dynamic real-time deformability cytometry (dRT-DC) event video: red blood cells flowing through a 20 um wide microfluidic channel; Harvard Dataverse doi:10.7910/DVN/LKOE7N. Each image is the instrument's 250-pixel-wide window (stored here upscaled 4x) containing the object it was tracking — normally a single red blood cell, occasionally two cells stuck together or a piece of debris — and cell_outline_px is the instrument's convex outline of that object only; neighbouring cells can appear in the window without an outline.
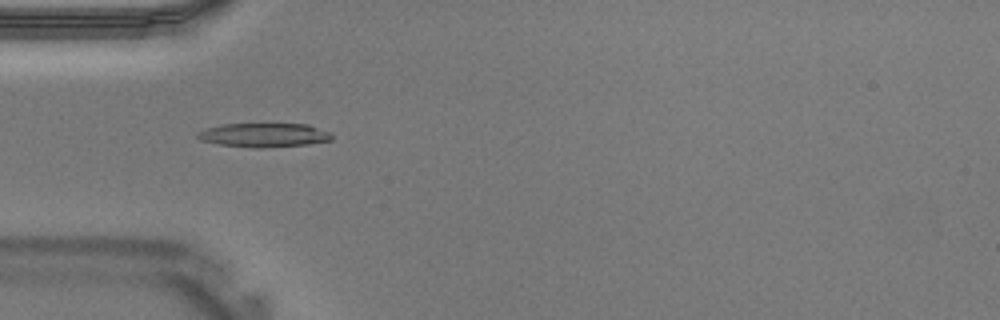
{"species": "Egyptian fruit bat (a non-hibernating species)", "species_latin": "Rousettus aegyptiacus", "temperature_condition": "warm", "stored_images_in_passage": 34, "segment_of_instrument_passage": [1, 2], "camera_frame_rate_fps": 3000, "um_per_image_px": 0.085, "animal": {"sex": "male"}, "frame": {"image": 1, "passage_image": 6, "time_ms": 1.667, "image_size_px": [1000, 320], "cell_outline_px": [[332, 140], [308, 144], [260, 148], [256, 148], [220, 144], [200, 140], [196, 136], [196, 132], [204, 128], [220, 124], [308, 124], [332, 132]], "centroid_in_image_um": [22.43, 11.47], "position_along_channel_um": 62.6, "area_um2": 18.9}}